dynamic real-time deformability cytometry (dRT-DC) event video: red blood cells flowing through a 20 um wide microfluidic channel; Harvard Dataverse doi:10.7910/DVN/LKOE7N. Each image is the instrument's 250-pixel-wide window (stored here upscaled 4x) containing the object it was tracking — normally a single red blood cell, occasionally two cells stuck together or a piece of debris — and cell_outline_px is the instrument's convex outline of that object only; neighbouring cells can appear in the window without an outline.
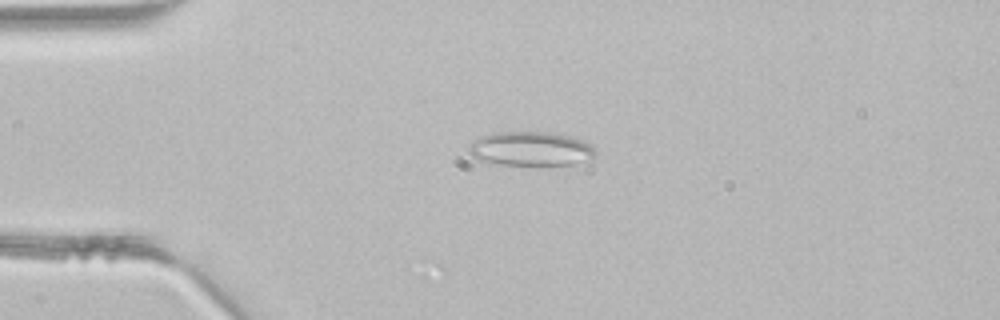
{"species": "common noctule bat (a hibernating species)", "species_latin": "Nyctalus noctula", "temperature_condition": "room temperature", "stored_images_in_passage": 3, "camera_frame_rate_fps": 3000, "um_per_image_px": 0.085, "animal": {"sex": "male", "body_mass_g": 21.5, "forearm_length_mm": 52.0}, "frame": {"image": 1, "passage_image": 2, "time_ms": 0.333, "image_size_px": [1000, 320], "cell_outline_px": [[596, 156], [572, 164], [500, 164], [484, 160], [472, 156], [468, 152], [468, 148], [476, 140], [484, 136], [496, 132], [548, 132], [568, 136], [580, 140], [596, 148]], "centroid_in_image_um": [45.14, 12.63], "position_along_channel_um": 39.9, "area_um2": 24.45}}